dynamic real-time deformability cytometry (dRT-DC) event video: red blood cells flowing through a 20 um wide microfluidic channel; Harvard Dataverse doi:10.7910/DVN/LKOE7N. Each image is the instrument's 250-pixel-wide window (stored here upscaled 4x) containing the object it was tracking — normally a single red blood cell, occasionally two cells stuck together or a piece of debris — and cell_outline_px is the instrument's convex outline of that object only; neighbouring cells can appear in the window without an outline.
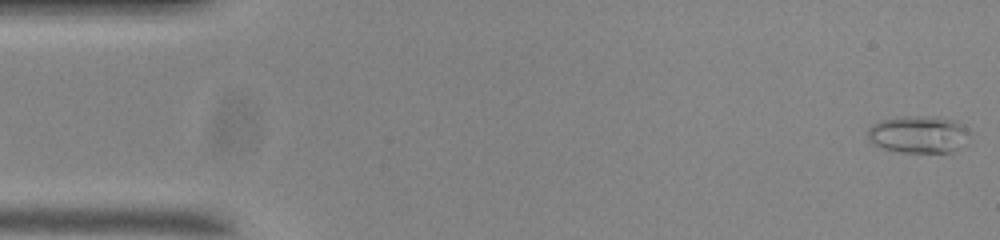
{"species": "common noctule bat (a hibernating species)", "species_latin": "Nyctalus noctula", "temperature_condition": "room temperature", "stored_images_in_passage": 55, "camera_frame_rate_fps": 3000, "um_per_image_px": 0.085, "animal": {"sex": "male", "body_mass_g": 20.0, "forearm_length_mm": 53.3}, "frame": {"image": 1, "passage_image": 1, "time_ms": 0.0, "image_size_px": [1000, 240], "cell_outline_px": [[968, 144], [952, 152], [900, 152], [884, 148], [868, 140], [868, 128], [872, 124], [880, 120], [904, 116], [916, 116], [952, 120], [964, 124], [968, 132]], "centroid_in_image_um": [78.09, 11.43], "position_along_channel_um": 6.9, "area_um2": 22.02}}
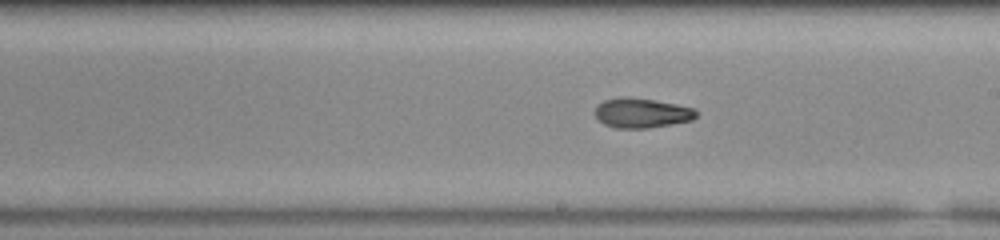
{"frame": {"image": 2, "passage_image": 30, "time_ms": 9.667, "image_size_px": [1000, 240], "cell_outline_px": [[696, 116], [692, 120], [672, 124], [648, 128], [616, 128], [604, 124], [596, 116], [596, 108], [604, 100], [620, 96], [628, 96], [676, 104], [696, 108]], "centroid_in_image_um": [54.56, 9.6], "position_along_channel_um": 234.4, "area_um2": 17.46}}
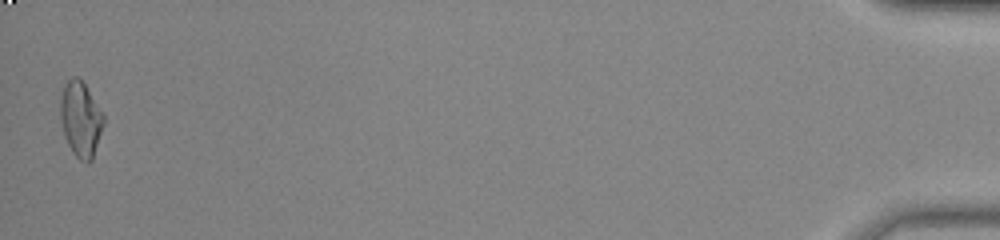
{"frame": {"image": 3, "passage_image": 54, "time_ms": 17.667, "image_size_px": [1000, 240], "cell_outline_px": [[104, 124], [92, 160], [88, 164], [84, 164], [72, 152], [64, 136], [60, 120], [60, 100], [64, 84], [72, 76], [76, 76], [84, 84], [104, 116]], "centroid_in_image_um": [6.84, 10.17], "position_along_channel_um": 428.4, "area_um2": 18.9}, "authors_computed_cell_mechanics": {"area_um2": 17.8602, "velocity_mm_per_s": 3.7007, "shape_relaxation_time_tau1_ms": 8.6734, "shape_relaxation_time_tau2_ms": 1.7687, "deformation_change_tau1": 0.236, "deformation_change_tau2": 0.0731}}